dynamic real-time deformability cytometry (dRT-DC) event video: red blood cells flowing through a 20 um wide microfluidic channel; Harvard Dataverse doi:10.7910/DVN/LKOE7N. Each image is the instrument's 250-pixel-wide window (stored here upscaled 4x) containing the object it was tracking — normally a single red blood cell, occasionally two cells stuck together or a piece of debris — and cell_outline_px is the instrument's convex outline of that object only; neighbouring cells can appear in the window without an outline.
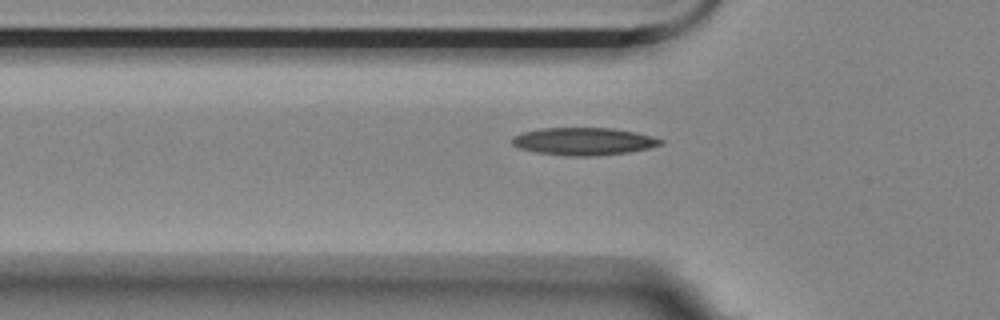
{"species": "Egyptian fruit bat (a non-hibernating species)", "species_latin": "Rousettus aegyptiacus", "temperature_condition": "room temperature", "stored_images_in_passage": 5, "camera_frame_rate_fps": 3000, "um_per_image_px": 0.085, "animal": {"sex": "female"}, "frame": {"image": 1, "passage_image": 5, "time_ms": 1.333, "image_size_px": [1000, 320], "cell_outline_px": [[664, 144], [648, 148], [628, 152], [592, 156], [568, 156], [536, 152], [520, 148], [512, 144], [512, 136], [520, 132], [540, 128], [612, 128], [636, 132], [652, 136], [664, 140]], "centroid_in_image_um": [49.6, 12.01], "position_along_channel_um": 76.2, "area_um2": 23.93}}